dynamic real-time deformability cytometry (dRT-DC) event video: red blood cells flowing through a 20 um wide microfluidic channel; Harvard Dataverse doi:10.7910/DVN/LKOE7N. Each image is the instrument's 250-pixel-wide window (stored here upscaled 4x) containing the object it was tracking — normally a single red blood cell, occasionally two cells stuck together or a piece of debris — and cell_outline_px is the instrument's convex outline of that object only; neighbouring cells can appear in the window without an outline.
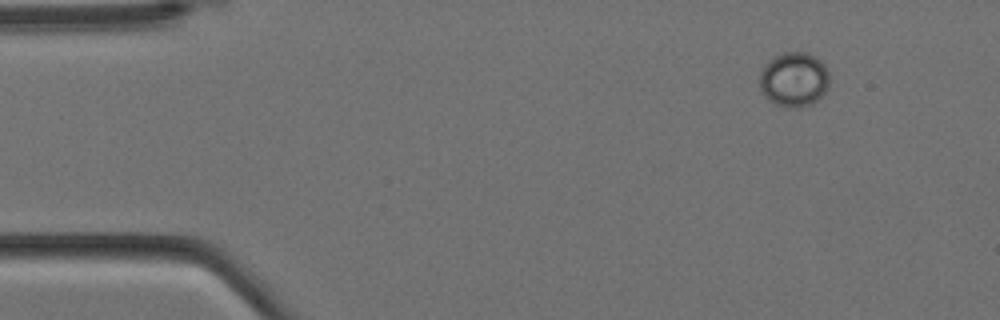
{"species": "Egyptian fruit bat (a non-hibernating species)", "species_latin": "Rousettus aegyptiacus", "temperature_condition": "cold", "stored_images_in_passage": 5, "camera_frame_rate_fps": 3000, "um_per_image_px": 0.085, "animal": {"sex": "female"}, "frame": {"image": 1, "passage_image": 1, "time_ms": 0.0, "image_size_px": [1000, 320], "cell_outline_px": [[828, 88], [812, 104], [800, 108], [784, 108], [768, 100], [760, 92], [760, 72], [764, 64], [768, 60], [784, 52], [808, 52], [816, 56], [824, 64], [828, 72]], "centroid_in_image_um": [67.46, 6.76], "position_along_channel_um": 17.5, "area_um2": 22.54}}
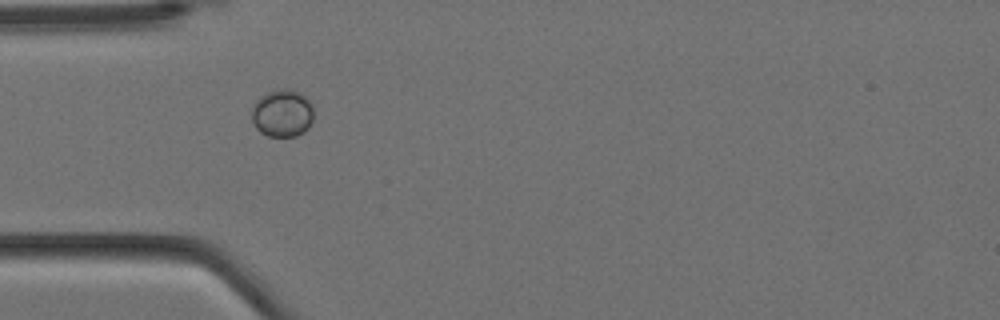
{"frame": {"image": 2, "passage_image": 4, "time_ms": 1.0, "image_size_px": [1000, 320], "cell_outline_px": [[312, 120], [308, 128], [304, 132], [296, 136], [268, 136], [260, 132], [256, 128], [252, 120], [252, 108], [256, 100], [260, 96], [276, 88], [292, 88], [300, 92], [312, 104]], "centroid_in_image_um": [23.99, 9.6], "position_along_channel_um": 61.0, "area_um2": 17.34}}
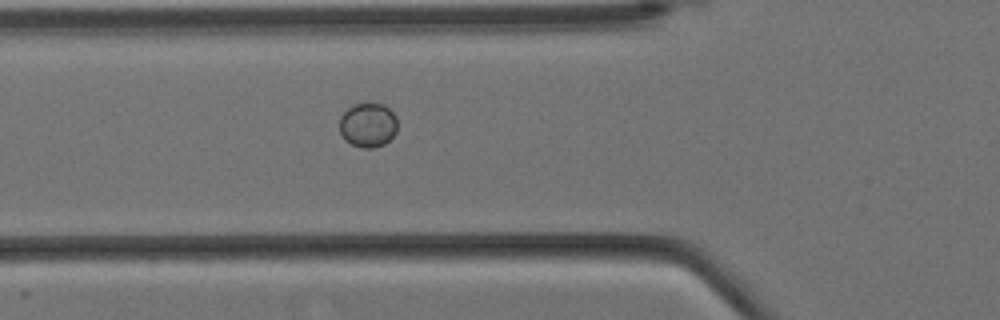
{"frame": {"image": 3, "passage_image": 5, "time_ms": 1.333, "image_size_px": [1000, 320], "cell_outline_px": [[396, 132], [384, 144], [372, 148], [360, 148], [344, 140], [340, 132], [340, 116], [352, 104], [384, 104], [396, 116]], "centroid_in_image_um": [31.25, 10.63], "position_along_channel_um": 94.5, "area_um2": 14.91}}